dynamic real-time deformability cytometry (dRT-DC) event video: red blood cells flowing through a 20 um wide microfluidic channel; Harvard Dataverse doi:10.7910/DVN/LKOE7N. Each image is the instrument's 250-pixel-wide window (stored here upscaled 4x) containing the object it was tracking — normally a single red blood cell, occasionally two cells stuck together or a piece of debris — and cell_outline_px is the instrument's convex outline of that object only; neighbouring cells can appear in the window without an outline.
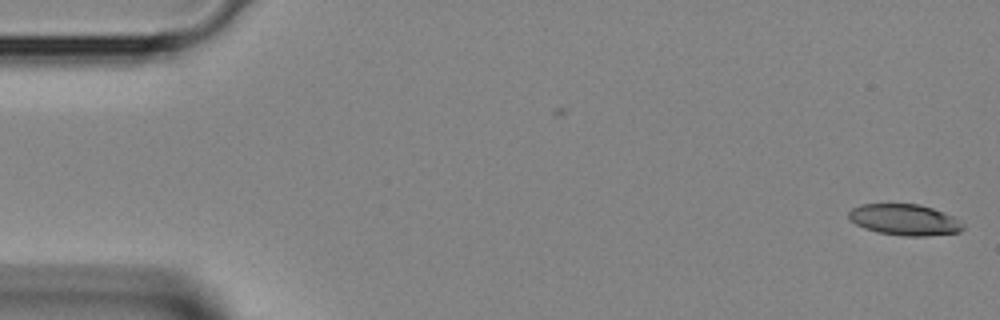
{"species": "Egyptian fruit bat (a non-hibernating species)", "species_latin": "Rousettus aegyptiacus", "temperature_condition": "room temperature", "stored_images_in_passage": 4, "camera_frame_rate_fps": 3000, "um_per_image_px": 0.085, "animal": {"sex": "female"}, "frame": {"image": 1, "passage_image": 1, "time_ms": 0.0, "image_size_px": [1000, 320], "cell_outline_px": [[964, 228], [960, 232], [928, 236], [904, 236], [876, 232], [864, 228], [856, 224], [848, 216], [848, 212], [852, 208], [860, 204], [920, 204], [932, 208], [952, 216], [960, 220], [964, 224]], "centroid_in_image_um": [76.9, 18.68], "position_along_channel_um": 8.1, "area_um2": 20.81}}